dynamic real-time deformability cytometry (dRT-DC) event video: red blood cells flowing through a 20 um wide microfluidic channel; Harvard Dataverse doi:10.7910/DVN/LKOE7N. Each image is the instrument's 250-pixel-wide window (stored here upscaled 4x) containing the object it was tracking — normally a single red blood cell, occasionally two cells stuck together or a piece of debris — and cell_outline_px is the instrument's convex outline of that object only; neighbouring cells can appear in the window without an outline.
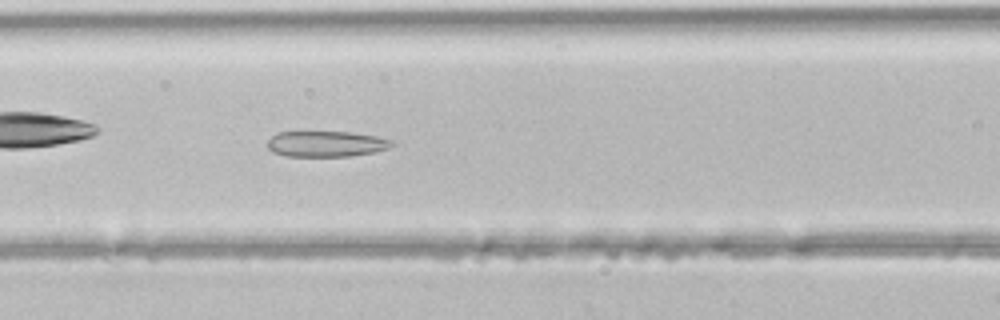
{"species": "common noctule bat (a hibernating species)", "species_latin": "Nyctalus noctula", "temperature_condition": "room temperature", "stored_images_in_passage": 44, "camera_frame_rate_fps": 3000, "um_per_image_px": 0.085, "animal": {"sex": "male", "body_mass_g": 21.5, "forearm_length_mm": 52.0}, "frame": {"image": 1, "passage_image": 19, "time_ms": 6.0, "image_size_px": [1000, 320], "cell_outline_px": [[396, 144], [392, 148], [376, 152], [352, 156], [284, 156], [272, 152], [268, 148], [268, 140], [272, 136], [280, 132], [348, 132], [376, 136], [392, 140]], "centroid_in_image_um": [27.78, 12.24], "position_along_channel_um": 138.8, "area_um2": 18.84}}